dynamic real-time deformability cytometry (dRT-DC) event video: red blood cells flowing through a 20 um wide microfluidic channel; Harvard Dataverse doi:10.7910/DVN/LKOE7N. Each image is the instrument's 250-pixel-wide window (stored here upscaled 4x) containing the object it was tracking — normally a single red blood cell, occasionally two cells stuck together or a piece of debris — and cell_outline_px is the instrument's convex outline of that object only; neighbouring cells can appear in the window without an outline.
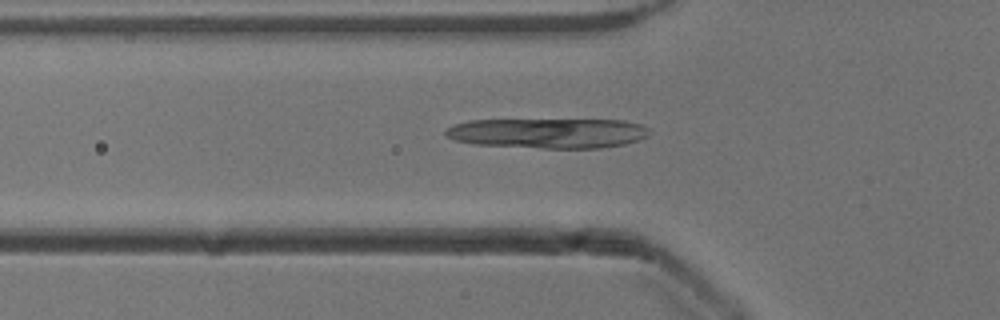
{"species": "common noctule bat (a hibernating species)", "species_latin": "Nyctalus noctula", "temperature_condition": "cold", "stored_images_in_passage": 37, "camera_frame_rate_fps": 3000, "um_per_image_px": 0.085, "animal": {"sex": "male", "body_mass_g": 13.3}, "frame": {"image": 1, "passage_image": 5, "time_ms": 1.333, "image_size_px": [1000, 320], "cell_outline_px": [[652, 132], [648, 136], [640, 140], [624, 144], [600, 148], [540, 148], [472, 144], [456, 140], [444, 136], [444, 128], [452, 124], [468, 120], [624, 120], [640, 124], [648, 128]], "centroid_in_image_um": [46.56, 11.32], "position_along_channel_um": 79.2, "area_um2": 36.07}}
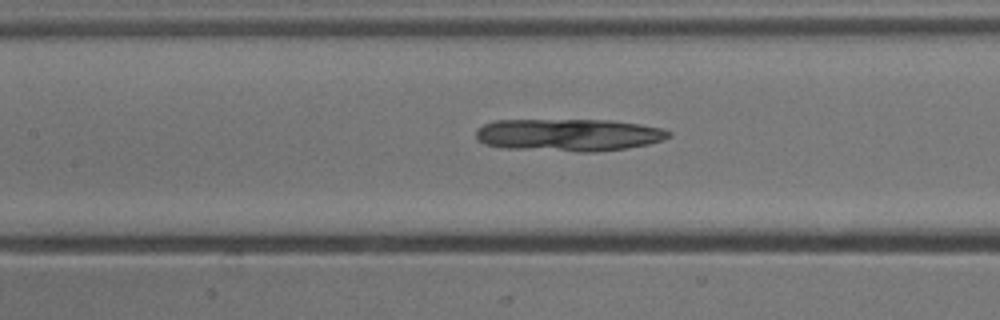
{"frame": {"image": 2, "passage_image": 11, "time_ms": 3.333, "image_size_px": [1000, 320], "cell_outline_px": [[672, 136], [648, 144], [624, 148], [596, 152], [580, 152], [504, 148], [484, 144], [476, 136], [476, 128], [492, 120], [612, 120], [640, 124], [660, 128], [672, 132]], "centroid_in_image_um": [48.31, 11.46], "position_along_channel_um": 159.1, "area_um2": 36.53}}
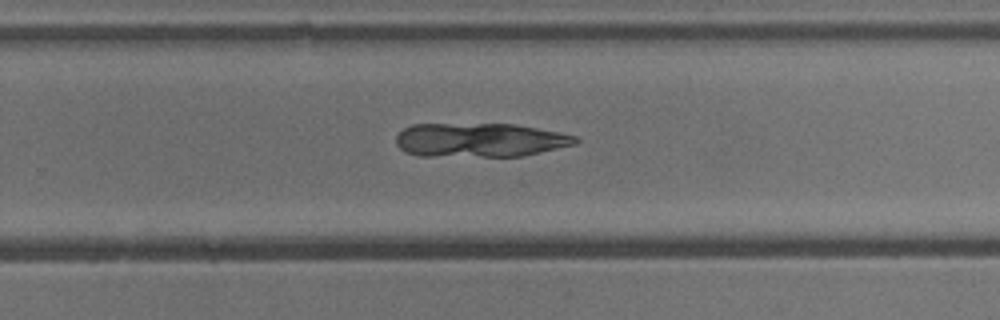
{"frame": {"image": 3, "passage_image": 21, "time_ms": 6.667, "image_size_px": [1000, 320], "cell_outline_px": [[580, 140], [576, 144], [524, 156], [420, 156], [404, 152], [396, 144], [396, 136], [404, 128], [412, 124], [516, 124], [560, 132], [576, 136]], "centroid_in_image_um": [40.79, 11.9], "position_along_channel_um": 289.0, "area_um2": 35.78}}